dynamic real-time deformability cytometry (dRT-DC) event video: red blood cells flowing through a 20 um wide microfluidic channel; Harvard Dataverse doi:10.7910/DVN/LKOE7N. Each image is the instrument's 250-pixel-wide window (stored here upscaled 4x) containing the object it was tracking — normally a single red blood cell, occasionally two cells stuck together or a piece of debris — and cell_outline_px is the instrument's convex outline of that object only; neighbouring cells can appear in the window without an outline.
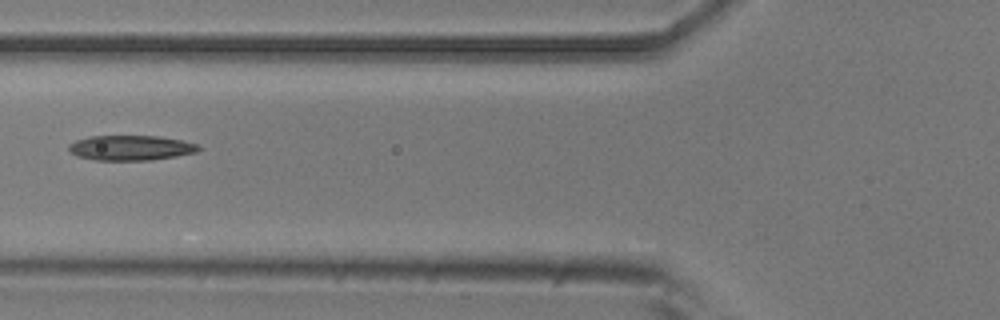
{"species": "common noctule bat (a hibernating species)", "species_latin": "Nyctalus noctula", "temperature_condition": "room temperature", "stored_images_in_passage": 3, "camera_frame_rate_fps": 3000, "um_per_image_px": 0.085, "animal": {"sex": "male", "body_mass_g": 20.5, "forearm_length_mm": 52.5}, "frame": {"image": 1, "passage_image": 3, "time_ms": 0.667, "image_size_px": [1000, 320], "cell_outline_px": [[200, 148], [196, 152], [176, 156], [152, 160], [96, 160], [76, 156], [68, 148], [68, 144], [76, 140], [92, 136], [160, 136], [200, 144]], "centroid_in_image_um": [11.12, 12.56], "position_along_channel_um": 114.7, "area_um2": 18.9}}